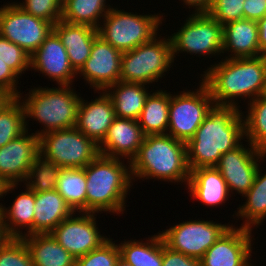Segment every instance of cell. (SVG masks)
<instances>
[{
	"label": "cell",
	"instance_id": "44",
	"mask_svg": "<svg viewBox=\"0 0 266 266\" xmlns=\"http://www.w3.org/2000/svg\"><path fill=\"white\" fill-rule=\"evenodd\" d=\"M187 7H193V13H207L213 0H181Z\"/></svg>",
	"mask_w": 266,
	"mask_h": 266
},
{
	"label": "cell",
	"instance_id": "17",
	"mask_svg": "<svg viewBox=\"0 0 266 266\" xmlns=\"http://www.w3.org/2000/svg\"><path fill=\"white\" fill-rule=\"evenodd\" d=\"M122 53L98 36L90 57L77 73L94 91H104L108 86L120 81Z\"/></svg>",
	"mask_w": 266,
	"mask_h": 266
},
{
	"label": "cell",
	"instance_id": "8",
	"mask_svg": "<svg viewBox=\"0 0 266 266\" xmlns=\"http://www.w3.org/2000/svg\"><path fill=\"white\" fill-rule=\"evenodd\" d=\"M40 155L60 168H84L99 154V145L76 127L39 137Z\"/></svg>",
	"mask_w": 266,
	"mask_h": 266
},
{
	"label": "cell",
	"instance_id": "35",
	"mask_svg": "<svg viewBox=\"0 0 266 266\" xmlns=\"http://www.w3.org/2000/svg\"><path fill=\"white\" fill-rule=\"evenodd\" d=\"M60 167L39 155L32 163L25 186L34 192H46L57 188Z\"/></svg>",
	"mask_w": 266,
	"mask_h": 266
},
{
	"label": "cell",
	"instance_id": "37",
	"mask_svg": "<svg viewBox=\"0 0 266 266\" xmlns=\"http://www.w3.org/2000/svg\"><path fill=\"white\" fill-rule=\"evenodd\" d=\"M120 258L118 245L109 239L98 248L75 260V266H115Z\"/></svg>",
	"mask_w": 266,
	"mask_h": 266
},
{
	"label": "cell",
	"instance_id": "33",
	"mask_svg": "<svg viewBox=\"0 0 266 266\" xmlns=\"http://www.w3.org/2000/svg\"><path fill=\"white\" fill-rule=\"evenodd\" d=\"M244 116L245 140L255 148L266 152V99L258 97L247 105Z\"/></svg>",
	"mask_w": 266,
	"mask_h": 266
},
{
	"label": "cell",
	"instance_id": "47",
	"mask_svg": "<svg viewBox=\"0 0 266 266\" xmlns=\"http://www.w3.org/2000/svg\"><path fill=\"white\" fill-rule=\"evenodd\" d=\"M8 239V237L6 236L5 232H4V228H3V223H2V218H1V214H0V245L6 241Z\"/></svg>",
	"mask_w": 266,
	"mask_h": 266
},
{
	"label": "cell",
	"instance_id": "7",
	"mask_svg": "<svg viewBox=\"0 0 266 266\" xmlns=\"http://www.w3.org/2000/svg\"><path fill=\"white\" fill-rule=\"evenodd\" d=\"M174 60L170 37L156 35L149 42L122 53L120 80L146 85L158 82L170 71Z\"/></svg>",
	"mask_w": 266,
	"mask_h": 266
},
{
	"label": "cell",
	"instance_id": "10",
	"mask_svg": "<svg viewBox=\"0 0 266 266\" xmlns=\"http://www.w3.org/2000/svg\"><path fill=\"white\" fill-rule=\"evenodd\" d=\"M170 36L173 58L179 53L216 56L223 53V26L208 13H192Z\"/></svg>",
	"mask_w": 266,
	"mask_h": 266
},
{
	"label": "cell",
	"instance_id": "42",
	"mask_svg": "<svg viewBox=\"0 0 266 266\" xmlns=\"http://www.w3.org/2000/svg\"><path fill=\"white\" fill-rule=\"evenodd\" d=\"M163 266H200V260L170 249L163 241Z\"/></svg>",
	"mask_w": 266,
	"mask_h": 266
},
{
	"label": "cell",
	"instance_id": "32",
	"mask_svg": "<svg viewBox=\"0 0 266 266\" xmlns=\"http://www.w3.org/2000/svg\"><path fill=\"white\" fill-rule=\"evenodd\" d=\"M56 190L74 213L86 212L87 188L84 168H61Z\"/></svg>",
	"mask_w": 266,
	"mask_h": 266
},
{
	"label": "cell",
	"instance_id": "39",
	"mask_svg": "<svg viewBox=\"0 0 266 266\" xmlns=\"http://www.w3.org/2000/svg\"><path fill=\"white\" fill-rule=\"evenodd\" d=\"M25 12L55 25L62 17L61 0H25L16 3Z\"/></svg>",
	"mask_w": 266,
	"mask_h": 266
},
{
	"label": "cell",
	"instance_id": "26",
	"mask_svg": "<svg viewBox=\"0 0 266 266\" xmlns=\"http://www.w3.org/2000/svg\"><path fill=\"white\" fill-rule=\"evenodd\" d=\"M146 84L118 81L104 91L111 98L118 118L137 120L149 95Z\"/></svg>",
	"mask_w": 266,
	"mask_h": 266
},
{
	"label": "cell",
	"instance_id": "30",
	"mask_svg": "<svg viewBox=\"0 0 266 266\" xmlns=\"http://www.w3.org/2000/svg\"><path fill=\"white\" fill-rule=\"evenodd\" d=\"M259 166L253 185L243 196L246 202L237 208L235 217L244 220L240 227L252 229L262 225L266 217V172L263 174ZM244 218V219H243ZM258 225V226H257ZM256 226V227H255Z\"/></svg>",
	"mask_w": 266,
	"mask_h": 266
},
{
	"label": "cell",
	"instance_id": "40",
	"mask_svg": "<svg viewBox=\"0 0 266 266\" xmlns=\"http://www.w3.org/2000/svg\"><path fill=\"white\" fill-rule=\"evenodd\" d=\"M244 1L245 0H213L207 13L224 26L231 21L244 19Z\"/></svg>",
	"mask_w": 266,
	"mask_h": 266
},
{
	"label": "cell",
	"instance_id": "2",
	"mask_svg": "<svg viewBox=\"0 0 266 266\" xmlns=\"http://www.w3.org/2000/svg\"><path fill=\"white\" fill-rule=\"evenodd\" d=\"M204 73L200 81L209 89L215 105L241 109L235 99L248 98L247 103H250L261 94L266 76V56L221 59Z\"/></svg>",
	"mask_w": 266,
	"mask_h": 266
},
{
	"label": "cell",
	"instance_id": "48",
	"mask_svg": "<svg viewBox=\"0 0 266 266\" xmlns=\"http://www.w3.org/2000/svg\"><path fill=\"white\" fill-rule=\"evenodd\" d=\"M260 97L266 99V76H265V81H264V83H263V88H262V91H261Z\"/></svg>",
	"mask_w": 266,
	"mask_h": 266
},
{
	"label": "cell",
	"instance_id": "4",
	"mask_svg": "<svg viewBox=\"0 0 266 266\" xmlns=\"http://www.w3.org/2000/svg\"><path fill=\"white\" fill-rule=\"evenodd\" d=\"M124 159L99 154L84 167L86 175V212L123 214L126 197L133 186L130 165ZM132 183V184H131ZM122 212V213H121Z\"/></svg>",
	"mask_w": 266,
	"mask_h": 266
},
{
	"label": "cell",
	"instance_id": "24",
	"mask_svg": "<svg viewBox=\"0 0 266 266\" xmlns=\"http://www.w3.org/2000/svg\"><path fill=\"white\" fill-rule=\"evenodd\" d=\"M33 234L51 233L74 212L57 190L35 192Z\"/></svg>",
	"mask_w": 266,
	"mask_h": 266
},
{
	"label": "cell",
	"instance_id": "41",
	"mask_svg": "<svg viewBox=\"0 0 266 266\" xmlns=\"http://www.w3.org/2000/svg\"><path fill=\"white\" fill-rule=\"evenodd\" d=\"M18 76L6 63L0 60V88L6 90L13 97H19L23 93L17 90Z\"/></svg>",
	"mask_w": 266,
	"mask_h": 266
},
{
	"label": "cell",
	"instance_id": "16",
	"mask_svg": "<svg viewBox=\"0 0 266 266\" xmlns=\"http://www.w3.org/2000/svg\"><path fill=\"white\" fill-rule=\"evenodd\" d=\"M39 155V137L26 131L0 148V178L6 184L24 183Z\"/></svg>",
	"mask_w": 266,
	"mask_h": 266
},
{
	"label": "cell",
	"instance_id": "22",
	"mask_svg": "<svg viewBox=\"0 0 266 266\" xmlns=\"http://www.w3.org/2000/svg\"><path fill=\"white\" fill-rule=\"evenodd\" d=\"M187 187L190 196H193L192 199L206 206L218 207L231 196L224 178L215 167L191 170Z\"/></svg>",
	"mask_w": 266,
	"mask_h": 266
},
{
	"label": "cell",
	"instance_id": "27",
	"mask_svg": "<svg viewBox=\"0 0 266 266\" xmlns=\"http://www.w3.org/2000/svg\"><path fill=\"white\" fill-rule=\"evenodd\" d=\"M34 266H75L74 257L50 233H37L22 237Z\"/></svg>",
	"mask_w": 266,
	"mask_h": 266
},
{
	"label": "cell",
	"instance_id": "1",
	"mask_svg": "<svg viewBox=\"0 0 266 266\" xmlns=\"http://www.w3.org/2000/svg\"><path fill=\"white\" fill-rule=\"evenodd\" d=\"M243 119V112L238 107L214 105L194 137L186 143L190 171L215 167L222 154L243 143Z\"/></svg>",
	"mask_w": 266,
	"mask_h": 266
},
{
	"label": "cell",
	"instance_id": "13",
	"mask_svg": "<svg viewBox=\"0 0 266 266\" xmlns=\"http://www.w3.org/2000/svg\"><path fill=\"white\" fill-rule=\"evenodd\" d=\"M247 145L241 143L222 154L215 166L224 178L230 194L235 191L244 196L253 185L259 163H264L266 158V152L255 148L249 142Z\"/></svg>",
	"mask_w": 266,
	"mask_h": 266
},
{
	"label": "cell",
	"instance_id": "21",
	"mask_svg": "<svg viewBox=\"0 0 266 266\" xmlns=\"http://www.w3.org/2000/svg\"><path fill=\"white\" fill-rule=\"evenodd\" d=\"M53 31L65 46L71 67L78 73L90 57L94 40L99 36L98 30L79 24H70L59 20Z\"/></svg>",
	"mask_w": 266,
	"mask_h": 266
},
{
	"label": "cell",
	"instance_id": "34",
	"mask_svg": "<svg viewBox=\"0 0 266 266\" xmlns=\"http://www.w3.org/2000/svg\"><path fill=\"white\" fill-rule=\"evenodd\" d=\"M22 98L14 97L0 110V148L27 131Z\"/></svg>",
	"mask_w": 266,
	"mask_h": 266
},
{
	"label": "cell",
	"instance_id": "11",
	"mask_svg": "<svg viewBox=\"0 0 266 266\" xmlns=\"http://www.w3.org/2000/svg\"><path fill=\"white\" fill-rule=\"evenodd\" d=\"M232 225L190 219L161 231L160 235L170 249L200 260Z\"/></svg>",
	"mask_w": 266,
	"mask_h": 266
},
{
	"label": "cell",
	"instance_id": "25",
	"mask_svg": "<svg viewBox=\"0 0 266 266\" xmlns=\"http://www.w3.org/2000/svg\"><path fill=\"white\" fill-rule=\"evenodd\" d=\"M25 187L26 191L17 195L9 208L3 205L0 207L4 232L8 238H22L33 234L35 192ZM20 228L28 231L23 233Z\"/></svg>",
	"mask_w": 266,
	"mask_h": 266
},
{
	"label": "cell",
	"instance_id": "46",
	"mask_svg": "<svg viewBox=\"0 0 266 266\" xmlns=\"http://www.w3.org/2000/svg\"><path fill=\"white\" fill-rule=\"evenodd\" d=\"M20 185L19 184H6L1 178H0V199L3 198V196L7 195L10 193V191L12 192V190L14 191V189L17 188V186ZM1 203H0V207H1Z\"/></svg>",
	"mask_w": 266,
	"mask_h": 266
},
{
	"label": "cell",
	"instance_id": "14",
	"mask_svg": "<svg viewBox=\"0 0 266 266\" xmlns=\"http://www.w3.org/2000/svg\"><path fill=\"white\" fill-rule=\"evenodd\" d=\"M96 214L79 212L76 215L73 213L50 233L75 260L98 248L109 239L106 235L100 234L96 225Z\"/></svg>",
	"mask_w": 266,
	"mask_h": 266
},
{
	"label": "cell",
	"instance_id": "43",
	"mask_svg": "<svg viewBox=\"0 0 266 266\" xmlns=\"http://www.w3.org/2000/svg\"><path fill=\"white\" fill-rule=\"evenodd\" d=\"M243 14L244 19L258 22L266 15V0H245Z\"/></svg>",
	"mask_w": 266,
	"mask_h": 266
},
{
	"label": "cell",
	"instance_id": "18",
	"mask_svg": "<svg viewBox=\"0 0 266 266\" xmlns=\"http://www.w3.org/2000/svg\"><path fill=\"white\" fill-rule=\"evenodd\" d=\"M30 69L42 73L59 86H72L77 77L70 65L66 48L54 31L30 56Z\"/></svg>",
	"mask_w": 266,
	"mask_h": 266
},
{
	"label": "cell",
	"instance_id": "45",
	"mask_svg": "<svg viewBox=\"0 0 266 266\" xmlns=\"http://www.w3.org/2000/svg\"><path fill=\"white\" fill-rule=\"evenodd\" d=\"M257 23L260 55L266 56V15Z\"/></svg>",
	"mask_w": 266,
	"mask_h": 266
},
{
	"label": "cell",
	"instance_id": "15",
	"mask_svg": "<svg viewBox=\"0 0 266 266\" xmlns=\"http://www.w3.org/2000/svg\"><path fill=\"white\" fill-rule=\"evenodd\" d=\"M252 230L232 225L203 255L200 266H254Z\"/></svg>",
	"mask_w": 266,
	"mask_h": 266
},
{
	"label": "cell",
	"instance_id": "29",
	"mask_svg": "<svg viewBox=\"0 0 266 266\" xmlns=\"http://www.w3.org/2000/svg\"><path fill=\"white\" fill-rule=\"evenodd\" d=\"M120 258L131 266H163V239L160 231L148 240H128L117 244Z\"/></svg>",
	"mask_w": 266,
	"mask_h": 266
},
{
	"label": "cell",
	"instance_id": "9",
	"mask_svg": "<svg viewBox=\"0 0 266 266\" xmlns=\"http://www.w3.org/2000/svg\"><path fill=\"white\" fill-rule=\"evenodd\" d=\"M198 87L196 91L186 89L180 94H170L167 134L185 143L194 137L215 105L207 86L200 82Z\"/></svg>",
	"mask_w": 266,
	"mask_h": 266
},
{
	"label": "cell",
	"instance_id": "3",
	"mask_svg": "<svg viewBox=\"0 0 266 266\" xmlns=\"http://www.w3.org/2000/svg\"><path fill=\"white\" fill-rule=\"evenodd\" d=\"M132 181L157 179L168 183H188L190 169L186 143L169 134L147 135L130 162Z\"/></svg>",
	"mask_w": 266,
	"mask_h": 266
},
{
	"label": "cell",
	"instance_id": "38",
	"mask_svg": "<svg viewBox=\"0 0 266 266\" xmlns=\"http://www.w3.org/2000/svg\"><path fill=\"white\" fill-rule=\"evenodd\" d=\"M0 60L6 63L18 76L30 68V55L20 46L0 35Z\"/></svg>",
	"mask_w": 266,
	"mask_h": 266
},
{
	"label": "cell",
	"instance_id": "12",
	"mask_svg": "<svg viewBox=\"0 0 266 266\" xmlns=\"http://www.w3.org/2000/svg\"><path fill=\"white\" fill-rule=\"evenodd\" d=\"M53 24L25 12L16 2L0 7V35L30 56L53 31Z\"/></svg>",
	"mask_w": 266,
	"mask_h": 266
},
{
	"label": "cell",
	"instance_id": "23",
	"mask_svg": "<svg viewBox=\"0 0 266 266\" xmlns=\"http://www.w3.org/2000/svg\"><path fill=\"white\" fill-rule=\"evenodd\" d=\"M223 55L225 58H246L260 56L258 23L242 19L223 26ZM229 52L231 54H229Z\"/></svg>",
	"mask_w": 266,
	"mask_h": 266
},
{
	"label": "cell",
	"instance_id": "6",
	"mask_svg": "<svg viewBox=\"0 0 266 266\" xmlns=\"http://www.w3.org/2000/svg\"><path fill=\"white\" fill-rule=\"evenodd\" d=\"M161 15H138L112 7L101 21L98 35L121 53L127 52L157 35L164 20Z\"/></svg>",
	"mask_w": 266,
	"mask_h": 266
},
{
	"label": "cell",
	"instance_id": "5",
	"mask_svg": "<svg viewBox=\"0 0 266 266\" xmlns=\"http://www.w3.org/2000/svg\"><path fill=\"white\" fill-rule=\"evenodd\" d=\"M72 87L58 85L57 88H31L21 100L27 120L26 130L29 131L30 121L27 118L35 119L44 125L41 131H35L38 137L50 131L75 127L81 97Z\"/></svg>",
	"mask_w": 266,
	"mask_h": 266
},
{
	"label": "cell",
	"instance_id": "20",
	"mask_svg": "<svg viewBox=\"0 0 266 266\" xmlns=\"http://www.w3.org/2000/svg\"><path fill=\"white\" fill-rule=\"evenodd\" d=\"M96 92L100 95L91 102H86L81 97L75 127L99 145L116 115L112 100L106 92L95 91L94 93Z\"/></svg>",
	"mask_w": 266,
	"mask_h": 266
},
{
	"label": "cell",
	"instance_id": "36",
	"mask_svg": "<svg viewBox=\"0 0 266 266\" xmlns=\"http://www.w3.org/2000/svg\"><path fill=\"white\" fill-rule=\"evenodd\" d=\"M0 266H34L22 238H8L0 245Z\"/></svg>",
	"mask_w": 266,
	"mask_h": 266
},
{
	"label": "cell",
	"instance_id": "31",
	"mask_svg": "<svg viewBox=\"0 0 266 266\" xmlns=\"http://www.w3.org/2000/svg\"><path fill=\"white\" fill-rule=\"evenodd\" d=\"M106 3H108L106 0H64L61 20L98 29L101 24L100 20L112 8Z\"/></svg>",
	"mask_w": 266,
	"mask_h": 266
},
{
	"label": "cell",
	"instance_id": "49",
	"mask_svg": "<svg viewBox=\"0 0 266 266\" xmlns=\"http://www.w3.org/2000/svg\"><path fill=\"white\" fill-rule=\"evenodd\" d=\"M115 266H131L128 263H126L124 260H122L121 258H119L115 264Z\"/></svg>",
	"mask_w": 266,
	"mask_h": 266
},
{
	"label": "cell",
	"instance_id": "28",
	"mask_svg": "<svg viewBox=\"0 0 266 266\" xmlns=\"http://www.w3.org/2000/svg\"><path fill=\"white\" fill-rule=\"evenodd\" d=\"M166 91L155 90L146 97L142 112L137 119L145 136L167 134L170 93Z\"/></svg>",
	"mask_w": 266,
	"mask_h": 266
},
{
	"label": "cell",
	"instance_id": "19",
	"mask_svg": "<svg viewBox=\"0 0 266 266\" xmlns=\"http://www.w3.org/2000/svg\"><path fill=\"white\" fill-rule=\"evenodd\" d=\"M144 137L137 120L116 117L99 144L100 154L128 159L127 163L130 164L138 153Z\"/></svg>",
	"mask_w": 266,
	"mask_h": 266
}]
</instances>
